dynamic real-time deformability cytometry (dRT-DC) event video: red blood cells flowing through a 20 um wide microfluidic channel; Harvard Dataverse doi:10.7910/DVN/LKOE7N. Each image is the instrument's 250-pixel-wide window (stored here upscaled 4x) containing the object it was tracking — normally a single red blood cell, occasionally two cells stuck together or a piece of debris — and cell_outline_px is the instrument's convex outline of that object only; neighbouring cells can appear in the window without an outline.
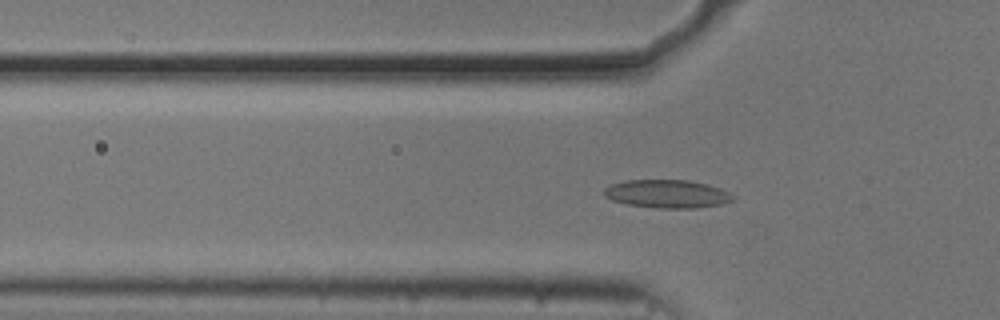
{"species": "common noctule bat (a hibernating species)", "species_latin": "Nyctalus noctula", "temperature_condition": "cold", "stored_images_in_passage": 56, "camera_frame_rate_fps": 3000, "um_per_image_px": 0.085, "animal": {"sex": "male", "body_mass_g": 20.5, "forearm_length_mm": 52.5}, "frame": {"image": 1, "passage_image": 18, "time_ms": 5.667, "image_size_px": [1000, 320], "cell_outline_px": [[736, 196], [732, 200], [720, 204], [696, 208], [656, 208], [628, 204], [612, 200], [604, 196], [604, 188], [612, 184], [624, 180], [688, 180], [708, 184], [720, 188]], "centroid_in_image_um": [56.7, 16.47], "position_along_channel_um": 69.1, "area_um2": 21.15}}
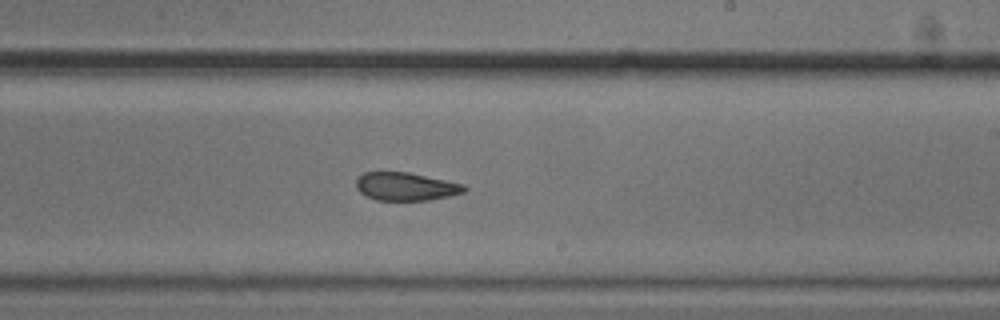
{"frame": {"image": 2, "passage_image": 33, "time_ms": 10.667, "image_size_px": [1000, 320], "cell_outline_px": [[468, 188], [464, 192], [448, 196], [428, 200], [376, 200], [360, 192], [356, 188], [356, 180], [364, 172], [408, 172], [464, 184]], "centroid_in_image_um": [34.5, 15.85], "position_along_channel_um": 254.5, "area_um2": 17.57}}
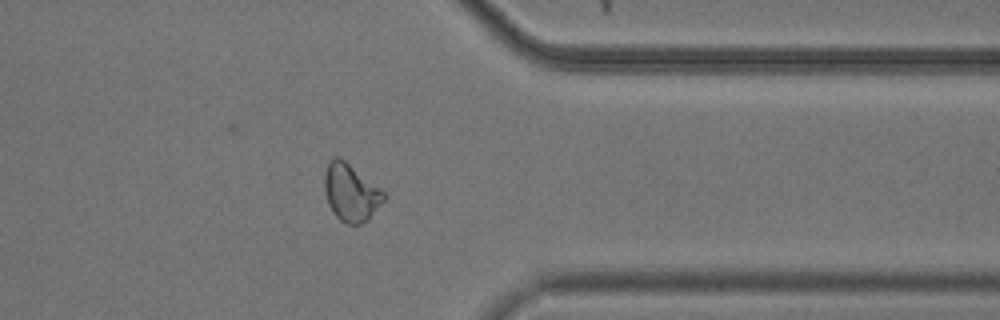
{"frame": {"image": 3, "passage_image": 44, "time_ms": 14.333, "image_size_px": [1000, 320], "cell_outline_px": [[388, 196], [368, 220], [360, 224], [344, 224], [332, 212], [328, 204], [324, 188], [324, 172], [332, 156], [340, 156], [388, 192]], "centroid_in_image_um": [29.86, 16.34], "position_along_channel_um": 381.5, "area_um2": 20.52}, "authors_computed_cell_mechanics": {"area_um2": 19.9121, "velocity_mm_per_s": 3.6967, "shape_relaxation_time_tau1_ms": 10.7934, "shape_relaxation_time_tau2_ms": 2.854, "deformation_change_tau1": 0.1653, "deformation_change_tau2": 0.0787}}